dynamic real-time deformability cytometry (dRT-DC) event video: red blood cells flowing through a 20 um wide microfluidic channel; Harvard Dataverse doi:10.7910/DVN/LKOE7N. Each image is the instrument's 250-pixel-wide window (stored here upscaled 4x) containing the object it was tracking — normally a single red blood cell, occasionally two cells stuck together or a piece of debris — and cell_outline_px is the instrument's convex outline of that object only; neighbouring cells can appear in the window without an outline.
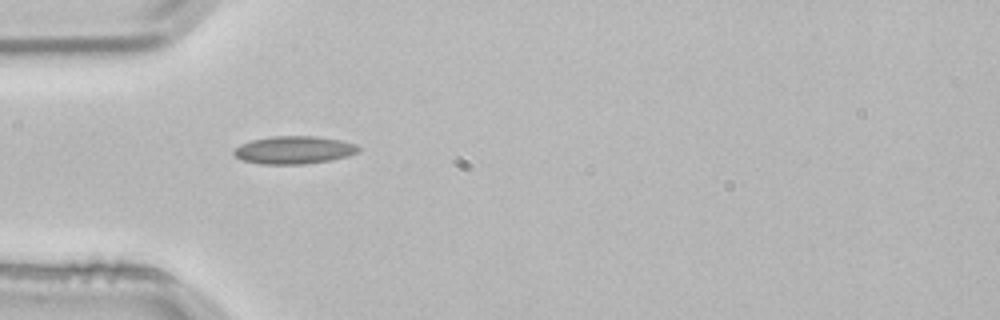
{"species": "common noctule bat (a hibernating species)", "species_latin": "Nyctalus noctula", "temperature_condition": "room temperature", "stored_images_in_passage": 4, "camera_frame_rate_fps": 3000, "um_per_image_px": 0.085, "animal": {"sex": "male", "body_mass_g": 21.5, "forearm_length_mm": 52.0}, "frame": {"image": 1, "passage_image": 4, "time_ms": 1.0, "image_size_px": [1000, 320], "cell_outline_px": [[360, 152], [348, 156], [328, 160], [304, 164], [260, 164], [244, 160], [236, 156], [232, 152], [232, 148], [240, 144], [252, 140], [272, 136], [316, 136], [340, 140], [356, 144], [360, 148]], "centroid_in_image_um": [24.98, 12.74], "position_along_channel_um": 60.0, "area_um2": 20.23}}